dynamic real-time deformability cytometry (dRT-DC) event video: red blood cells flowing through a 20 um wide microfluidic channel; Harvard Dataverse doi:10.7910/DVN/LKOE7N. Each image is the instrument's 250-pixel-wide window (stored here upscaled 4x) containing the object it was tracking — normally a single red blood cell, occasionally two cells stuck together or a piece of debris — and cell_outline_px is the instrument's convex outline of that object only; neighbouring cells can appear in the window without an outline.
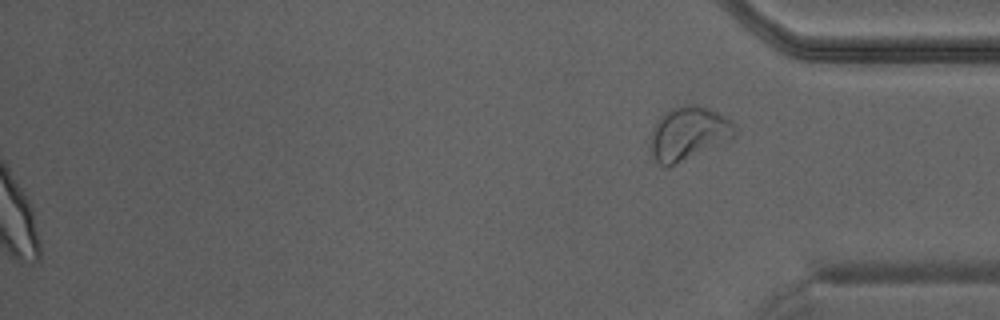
{"species": "Egyptian fruit bat (a non-hibernating species)", "species_latin": "Rousettus aegyptiacus", "temperature_condition": "warm", "stored_images_in_passage": 37, "camera_frame_rate_fps": 3000, "um_per_image_px": 0.085, "animal": {"sex": "male"}, "frame": {"image": 1, "passage_image": 37, "time_ms": 12.0, "image_size_px": [1000, 320], "cell_outline_px": [[736, 136], [728, 140], [668, 168], [664, 168], [652, 156], [648, 144], [652, 128], [660, 116], [664, 112], [672, 108], [684, 104], [696, 104], [708, 108], [724, 116], [736, 124]], "centroid_in_image_um": [58.47, 11.34], "position_along_channel_um": 376.7, "area_um2": 26.59}}